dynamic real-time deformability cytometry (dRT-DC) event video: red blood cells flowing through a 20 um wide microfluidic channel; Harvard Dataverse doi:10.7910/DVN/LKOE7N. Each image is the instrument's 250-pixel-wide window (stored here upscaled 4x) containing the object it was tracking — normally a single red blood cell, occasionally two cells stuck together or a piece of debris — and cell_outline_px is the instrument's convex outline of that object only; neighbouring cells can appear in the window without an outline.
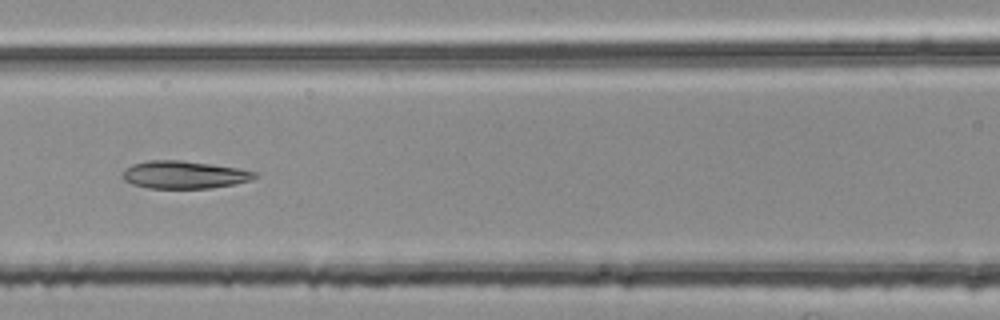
{"species": "common noctule bat (a hibernating species)", "species_latin": "Nyctalus noctula", "temperature_condition": "room temperature", "stored_images_in_passage": 30, "camera_frame_rate_fps": 3000, "um_per_image_px": 0.085, "animal": {"sex": "female", "body_mass_g": 25.1}, "frame": {"image": 1, "passage_image": 8, "time_ms": 2.333, "image_size_px": [1000, 320], "cell_outline_px": [[256, 176], [252, 180], [236, 184], [212, 188], [148, 188], [132, 184], [124, 180], [124, 172], [132, 164], [148, 160], [180, 160], [236, 168], [256, 172]], "centroid_in_image_um": [15.66, 14.86], "position_along_channel_um": 150.9, "area_um2": 21.04}}
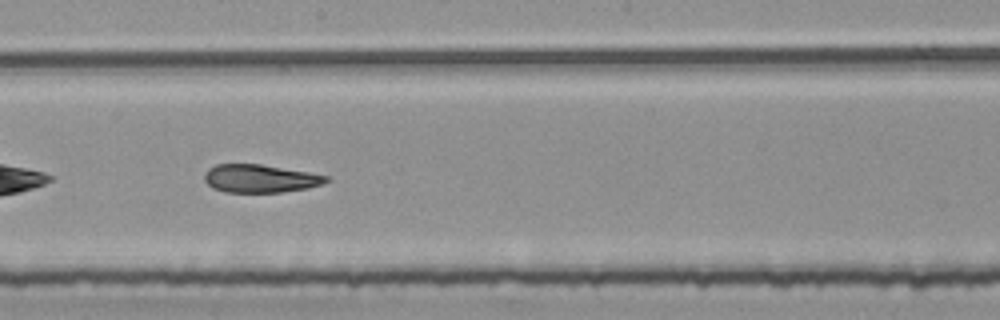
{"frame": {"image": 2, "passage_image": 14, "time_ms": 4.333, "image_size_px": [1000, 320], "cell_outline_px": [[332, 180], [324, 184], [308, 188], [280, 192], [224, 192], [212, 188], [204, 180], [204, 172], [208, 168], [216, 164], [260, 164], [308, 172], [328, 176]], "centroid_in_image_um": [22.11, 15.17], "position_along_channel_um": 226.1, "area_um2": 20.06}}
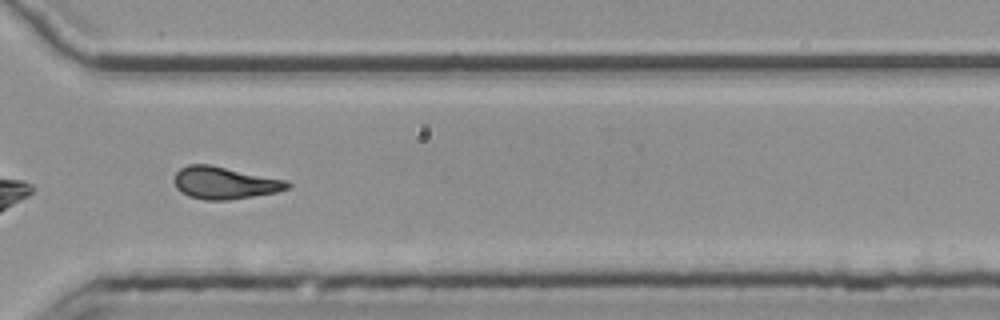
{"frame": {"image": 3, "passage_image": 24, "time_ms": 7.667, "image_size_px": [1000, 320], "cell_outline_px": [[292, 184], [288, 188], [276, 192], [228, 200], [204, 200], [188, 196], [176, 188], [172, 180], [176, 172], [180, 168], [188, 164], [208, 164], [288, 180]], "centroid_in_image_um": [19.06, 15.54], "position_along_channel_um": 351.5, "area_um2": 21.39}, "authors_computed_cell_mechanics": {"area_um2": 21.0103, "velocity_mm_per_s": 3.7761, "shape_relaxation_time_tau1_ms": null, "shape_relaxation_time_tau2_ms": 3.9453, "deformation_change_tau1": null, "deformation_change_tau2": 0.131}}